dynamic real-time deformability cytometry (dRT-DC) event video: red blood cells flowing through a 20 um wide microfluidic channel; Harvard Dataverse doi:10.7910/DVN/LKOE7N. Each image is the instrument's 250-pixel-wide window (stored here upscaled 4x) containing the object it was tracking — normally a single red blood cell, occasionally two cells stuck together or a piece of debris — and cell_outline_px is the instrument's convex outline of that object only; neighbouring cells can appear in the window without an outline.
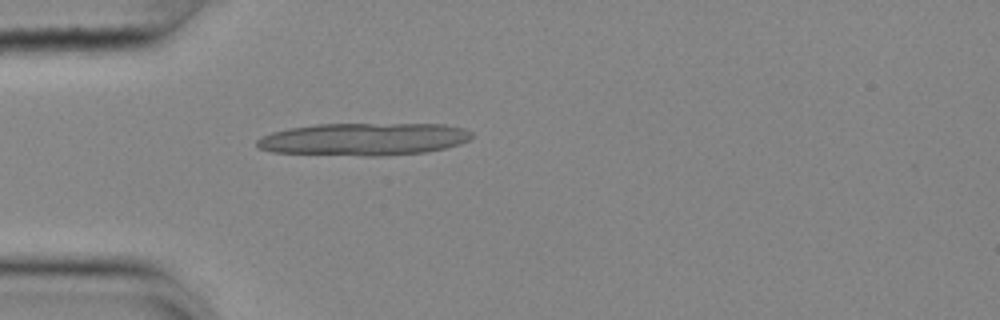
{"species": "common noctule bat (a hibernating species)", "species_latin": "Nyctalus noctula", "temperature_condition": "cold", "stored_images_in_passage": 40, "camera_frame_rate_fps": 3000, "um_per_image_px": 0.085, "animal": {"sex": "female", "body_mass_g": 25.1}, "frame": {"image": 1, "passage_image": 1, "time_ms": 0.0, "image_size_px": [1000, 320], "cell_outline_px": [[472, 136], [468, 140], [460, 144], [428, 152], [384, 156], [364, 156], [272, 152], [260, 148], [256, 144], [256, 140], [272, 132], [288, 128], [316, 124], [444, 124], [464, 128], [472, 132]], "centroid_in_image_um": [30.95, 11.83], "position_along_channel_um": 54.0, "area_um2": 40.86}}
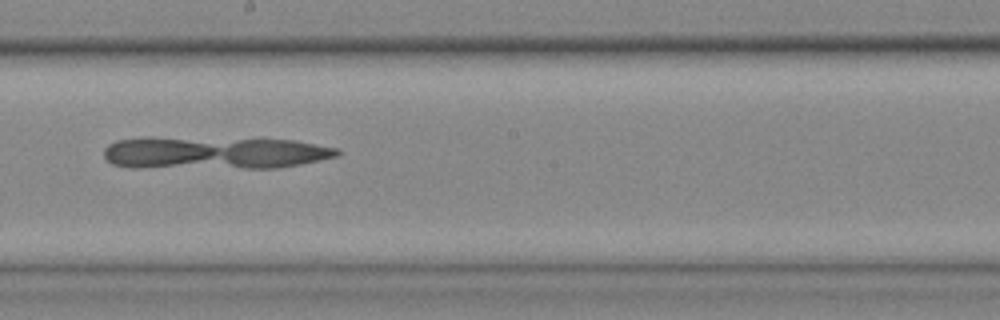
{"frame": {"image": 2, "passage_image": 16, "time_ms": 5.0, "image_size_px": [1000, 320], "cell_outline_px": [[340, 152], [336, 156], [300, 164], [276, 168], [244, 168], [112, 164], [104, 156], [104, 148], [108, 144], [116, 140], [296, 140], [336, 148]], "centroid_in_image_um": [18.42, 13.01], "position_along_channel_um": 229.8, "area_um2": 40.81}}
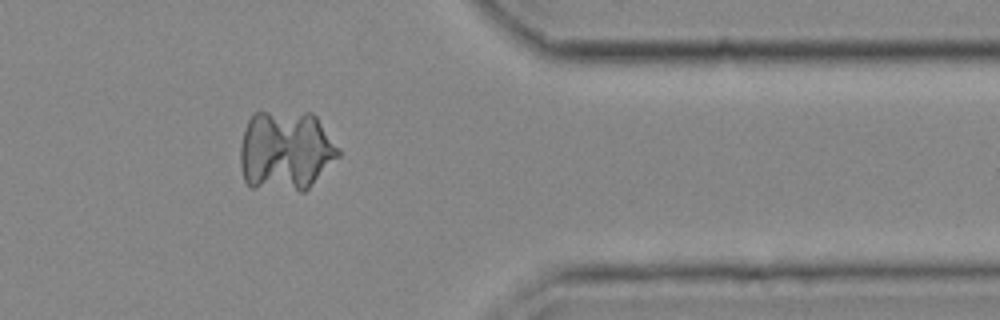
{"frame": {"image": 3, "passage_image": 30, "time_ms": 9.667, "image_size_px": [1000, 320], "cell_outline_px": [[340, 156], [304, 192], [300, 192], [252, 188], [244, 180], [240, 164], [240, 144], [248, 120], [252, 112], [260, 108], [312, 112], [316, 116], [340, 148]], "centroid_in_image_um": [24.27, 12.76], "position_along_channel_um": 387.1, "area_um2": 47.45}}